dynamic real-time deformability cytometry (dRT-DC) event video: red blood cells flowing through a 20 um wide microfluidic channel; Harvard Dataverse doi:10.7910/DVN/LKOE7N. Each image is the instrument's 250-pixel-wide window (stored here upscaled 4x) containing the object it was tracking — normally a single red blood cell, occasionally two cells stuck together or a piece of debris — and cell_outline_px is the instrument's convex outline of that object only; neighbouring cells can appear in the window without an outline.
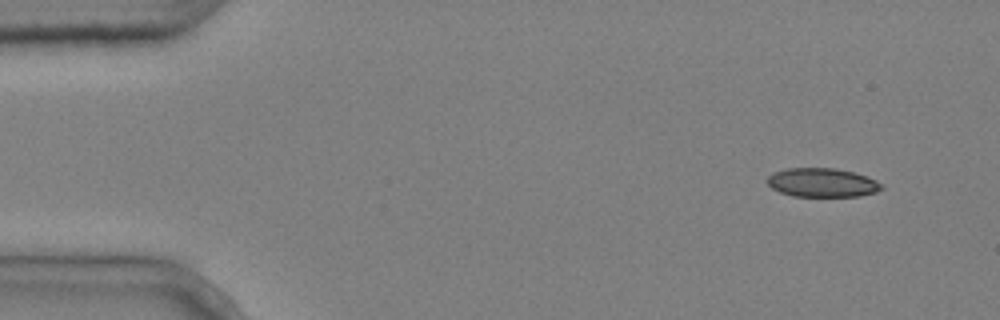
{"species": "common noctule bat (a hibernating species)", "species_latin": "Nyctalus noctula", "temperature_condition": "cold", "stored_images_in_passage": 5, "segment_of_instrument_passage": [1, 2], "camera_frame_rate_fps": 3000, "um_per_image_px": 0.085, "animal": {"sex": "male", "body_mass_g": 20.4}, "frame": {"image": 1, "passage_image": 1, "time_ms": 0.0, "image_size_px": [1000, 320], "cell_outline_px": [[884, 188], [876, 192], [860, 196], [792, 196], [780, 192], [772, 188], [764, 180], [772, 172], [788, 168], [836, 168], [852, 172], [876, 180]], "centroid_in_image_um": [69.84, 15.52], "position_along_channel_um": 15.2, "area_um2": 19.25}}
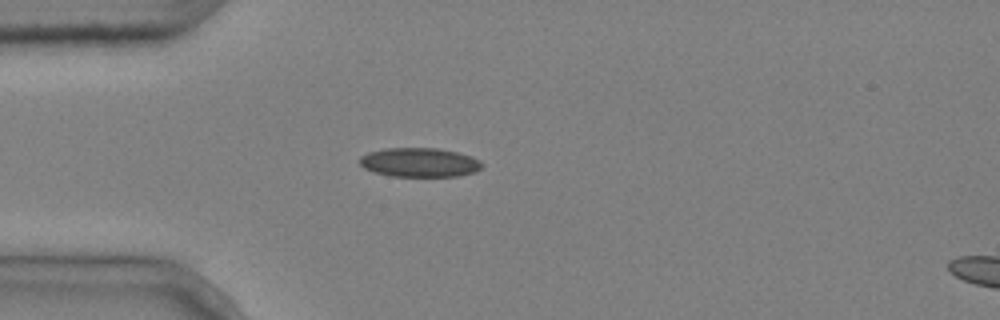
{"frame": {"image": 2, "passage_image": 4, "time_ms": 1.0, "image_size_px": [1000, 320], "cell_outline_px": [[484, 164], [476, 172], [456, 176], [392, 176], [376, 172], [364, 168], [360, 164], [360, 156], [368, 152], [384, 148], [436, 148], [456, 152], [472, 156], [480, 160]], "centroid_in_image_um": [35.67, 13.8], "position_along_channel_um": 49.3, "area_um2": 20.75}}